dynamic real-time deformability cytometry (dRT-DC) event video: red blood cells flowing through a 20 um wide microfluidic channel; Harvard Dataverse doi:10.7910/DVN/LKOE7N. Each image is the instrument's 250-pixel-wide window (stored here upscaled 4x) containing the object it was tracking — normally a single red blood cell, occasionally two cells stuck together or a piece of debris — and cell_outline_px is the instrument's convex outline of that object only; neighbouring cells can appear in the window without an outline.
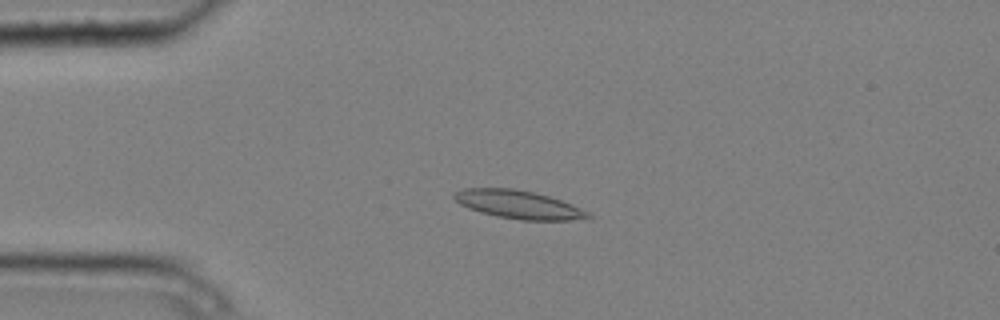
{"species": "common noctule bat (a hibernating species)", "species_latin": "Nyctalus noctula", "temperature_condition": "cold", "stored_images_in_passage": 5, "camera_frame_rate_fps": 3000, "um_per_image_px": 0.085, "animal": {"sex": "male", "body_mass_g": 20.4}, "frame": {"image": 1, "passage_image": 4, "time_ms": 1.0, "image_size_px": [1000, 320], "cell_outline_px": [[592, 216], [568, 220], [520, 220], [496, 216], [480, 212], [468, 208], [460, 204], [452, 196], [452, 192], [464, 188], [512, 188], [532, 192], [548, 196], [572, 204], [588, 212]], "centroid_in_image_um": [44.0, 17.38], "position_along_channel_um": 41.0, "area_um2": 21.85}}